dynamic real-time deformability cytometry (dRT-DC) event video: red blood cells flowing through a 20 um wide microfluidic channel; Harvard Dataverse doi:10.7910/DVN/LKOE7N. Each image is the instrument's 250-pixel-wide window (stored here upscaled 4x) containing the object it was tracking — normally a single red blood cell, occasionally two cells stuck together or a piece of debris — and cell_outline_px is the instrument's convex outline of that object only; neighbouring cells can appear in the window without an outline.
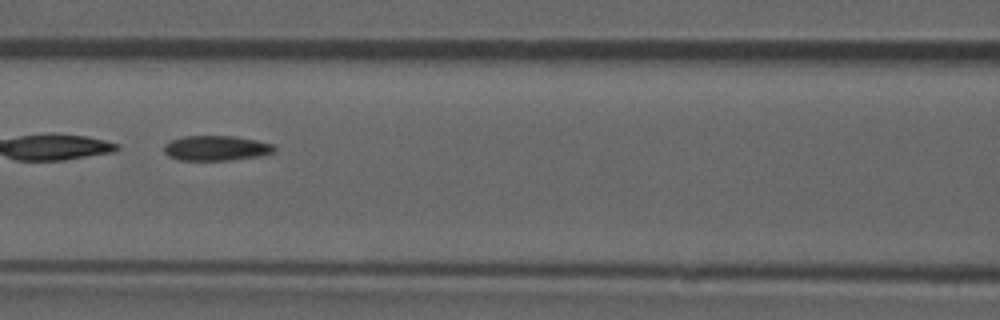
{"species": "common noctule bat (a hibernating species)", "species_latin": "Nyctalus noctula", "temperature_condition": "room temperature", "stored_images_in_passage": 17, "camera_frame_rate_fps": 3000, "um_per_image_px": 0.085, "animal": {"sex": "male", "forearm_length_mm": 52.5}, "frame": {"image": 1, "passage_image": 10, "time_ms": 3.0, "image_size_px": [1000, 320], "cell_outline_px": [[276, 148], [272, 152], [260, 156], [228, 160], [180, 160], [168, 156], [164, 152], [164, 144], [172, 140], [184, 136], [236, 136], [256, 140], [272, 144]], "centroid_in_image_um": [18.35, 12.59], "position_along_channel_um": 148.2, "area_um2": 16.01}}